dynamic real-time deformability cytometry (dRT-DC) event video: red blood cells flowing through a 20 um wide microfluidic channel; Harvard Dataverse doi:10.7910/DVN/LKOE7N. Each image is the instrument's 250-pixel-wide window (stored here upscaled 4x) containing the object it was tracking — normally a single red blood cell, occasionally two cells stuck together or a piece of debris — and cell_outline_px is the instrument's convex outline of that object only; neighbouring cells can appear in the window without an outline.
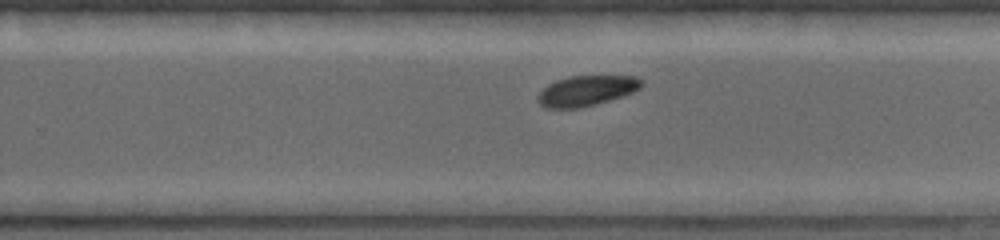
{"species": "common noctule bat (a hibernating species)", "species_latin": "Nyctalus noctula", "temperature_condition": "warm", "stored_images_in_passage": 29, "segment_of_instrument_passage": [2, 2], "camera_frame_rate_fps": 5000, "um_per_image_px": 0.085, "animal": {"sex": "female", "body_mass_g": 19.0, "forearm_length_mm": 53.3}, "frame": {"image": 1, "passage_image": 29, "time_ms": 5.8, "image_size_px": [1000, 240], "cell_outline_px": [[644, 84], [640, 88], [632, 92], [596, 104], [580, 108], [544, 108], [536, 100], [536, 96], [548, 84], [556, 80], [568, 76], [636, 76], [644, 80]], "centroid_in_image_um": [49.83, 7.71], "position_along_channel_um": 280.0, "area_um2": 18.38}}